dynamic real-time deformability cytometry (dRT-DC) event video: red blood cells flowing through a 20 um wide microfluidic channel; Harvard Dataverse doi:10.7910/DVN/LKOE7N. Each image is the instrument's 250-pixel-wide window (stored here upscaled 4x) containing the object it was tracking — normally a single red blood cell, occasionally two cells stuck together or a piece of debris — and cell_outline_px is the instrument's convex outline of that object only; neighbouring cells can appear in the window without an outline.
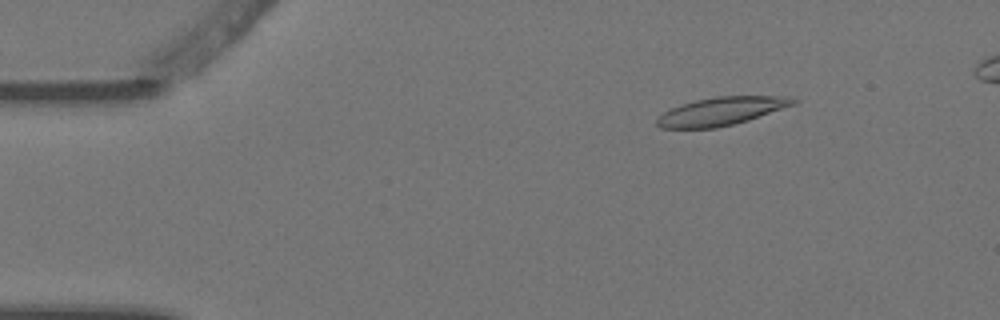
{"species": "Egyptian fruit bat (a non-hibernating species)", "species_latin": "Rousettus aegyptiacus", "temperature_condition": "warm", "stored_images_in_passage": 6, "camera_frame_rate_fps": 3000, "um_per_image_px": 0.085, "animal": {"sex": "female"}, "frame": {"image": 1, "passage_image": 3, "time_ms": 0.667, "image_size_px": [1000, 320], "cell_outline_px": [[800, 100], [796, 104], [748, 120], [716, 128], [660, 128], [656, 124], [656, 120], [664, 112], [680, 104], [696, 100], [716, 96], [788, 96]], "centroid_in_image_um": [61.34, 9.44], "position_along_channel_um": 23.7, "area_um2": 22.31}}